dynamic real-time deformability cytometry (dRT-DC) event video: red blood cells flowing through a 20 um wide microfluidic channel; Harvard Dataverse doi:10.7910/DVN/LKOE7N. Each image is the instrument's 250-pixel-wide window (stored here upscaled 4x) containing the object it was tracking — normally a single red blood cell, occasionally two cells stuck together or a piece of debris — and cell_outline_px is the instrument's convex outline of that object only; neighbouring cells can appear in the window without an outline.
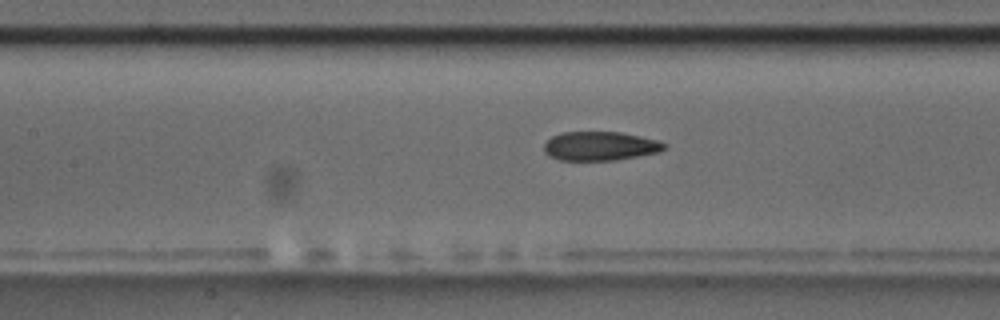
{"species": "common noctule bat (a hibernating species)", "species_latin": "Nyctalus noctula", "temperature_condition": "room temperature", "stored_images_in_passage": 34, "camera_frame_rate_fps": 3000, "um_per_image_px": 0.085, "animal": {"sex": "male", "body_mass_g": 17.5, "forearm_length_mm": 52.3}, "frame": {"image": 1, "passage_image": 13, "time_ms": 4.0, "image_size_px": [1000, 320], "cell_outline_px": [[668, 148], [660, 152], [616, 160], [560, 160], [548, 156], [544, 152], [544, 144], [552, 136], [560, 132], [620, 132], [640, 136], [656, 140], [668, 144]], "centroid_in_image_um": [51.02, 12.42], "position_along_channel_um": 156.4, "area_um2": 20.46}}
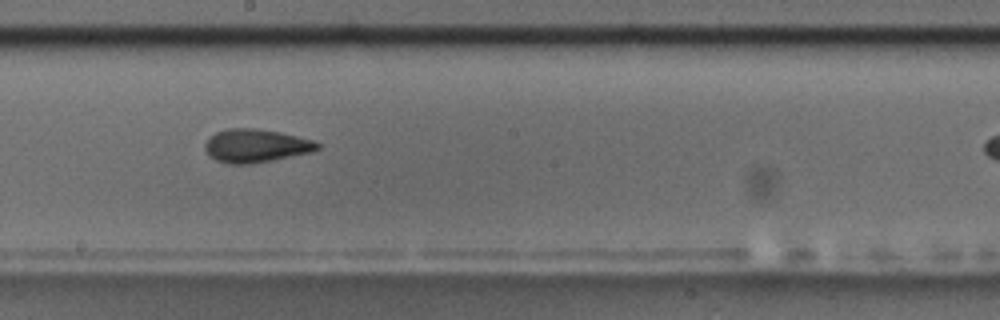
{"frame": {"image": 2, "passage_image": 19, "time_ms": 6.0, "image_size_px": [1000, 320], "cell_outline_px": [[320, 148], [312, 152], [252, 164], [228, 164], [216, 160], [204, 148], [204, 144], [216, 132], [228, 128], [256, 128], [280, 132], [312, 140], [320, 144]], "centroid_in_image_um": [21.76, 12.39], "position_along_channel_um": 226.4, "area_um2": 21.68}}
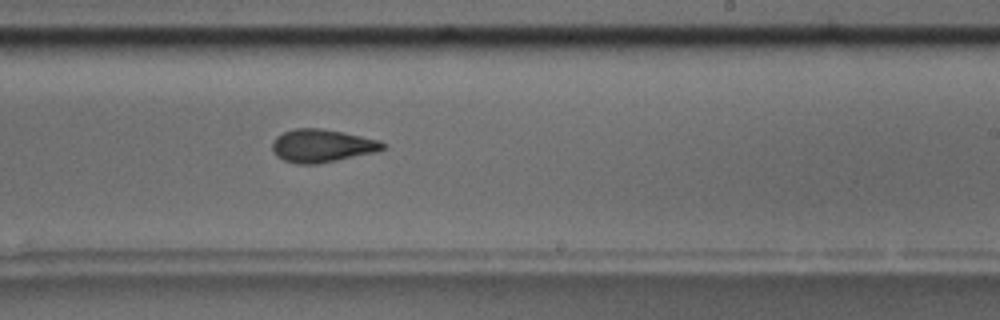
{"frame": {"image": 3, "passage_image": 22, "time_ms": 7.0, "image_size_px": [1000, 320], "cell_outline_px": [[384, 148], [376, 152], [316, 164], [296, 164], [284, 160], [276, 156], [272, 152], [272, 140], [276, 136], [284, 132], [296, 128], [320, 128], [344, 132], [380, 140], [384, 144]], "centroid_in_image_um": [27.33, 12.38], "position_along_channel_um": 261.7, "area_um2": 21.27}}